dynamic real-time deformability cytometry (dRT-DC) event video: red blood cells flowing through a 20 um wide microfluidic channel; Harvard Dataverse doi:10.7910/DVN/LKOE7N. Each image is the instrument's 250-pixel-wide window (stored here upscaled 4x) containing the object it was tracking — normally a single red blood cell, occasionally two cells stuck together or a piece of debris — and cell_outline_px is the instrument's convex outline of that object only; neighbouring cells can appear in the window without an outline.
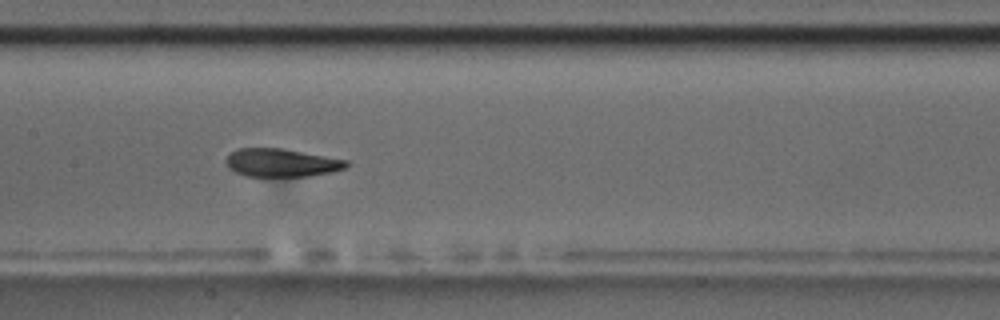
{"species": "common noctule bat (a hibernating species)", "species_latin": "Nyctalus noctula", "temperature_condition": "room temperature", "stored_images_in_passage": 25, "camera_frame_rate_fps": 3000, "um_per_image_px": 0.085, "animal": {"sex": "male", "body_mass_g": 17.5, "forearm_length_mm": 52.3}, "frame": {"image": 1, "passage_image": 15, "time_ms": 4.667, "image_size_px": [1000, 320], "cell_outline_px": [[348, 164], [344, 168], [332, 172], [308, 176], [244, 176], [228, 168], [224, 160], [232, 152], [240, 148], [284, 148], [348, 160]], "centroid_in_image_um": [23.91, 13.83], "position_along_channel_um": 183.5, "area_um2": 19.77}}
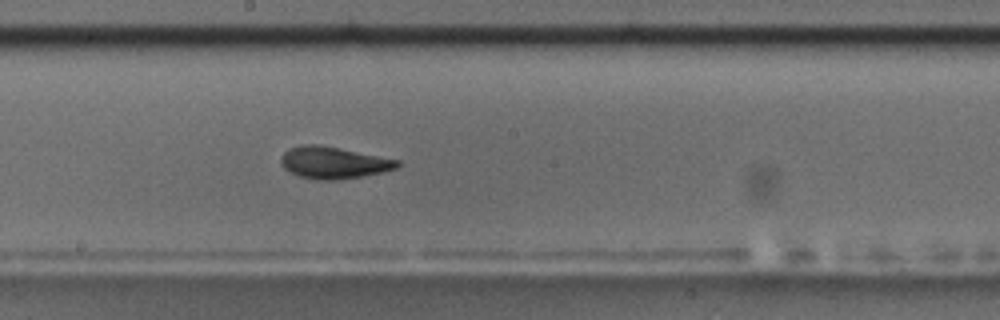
{"frame": {"image": 2, "passage_image": 18, "time_ms": 5.667, "image_size_px": [1000, 320], "cell_outline_px": [[400, 164], [396, 168], [384, 172], [336, 180], [316, 180], [300, 176], [284, 168], [280, 160], [280, 156], [288, 148], [304, 144], [316, 144], [400, 160]], "centroid_in_image_um": [28.33, 13.82], "position_along_channel_um": 219.9, "area_um2": 21.39}}